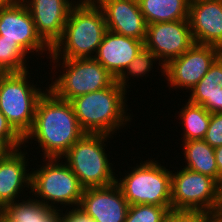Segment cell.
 I'll list each match as a JSON object with an SVG mask.
<instances>
[{
    "mask_svg": "<svg viewBox=\"0 0 222 222\" xmlns=\"http://www.w3.org/2000/svg\"><path fill=\"white\" fill-rule=\"evenodd\" d=\"M46 90L38 101L33 126L23 138L24 145L29 143V139H34L42 148L44 159H61L85 132L79 126L71 102Z\"/></svg>",
    "mask_w": 222,
    "mask_h": 222,
    "instance_id": "1",
    "label": "cell"
},
{
    "mask_svg": "<svg viewBox=\"0 0 222 222\" xmlns=\"http://www.w3.org/2000/svg\"><path fill=\"white\" fill-rule=\"evenodd\" d=\"M106 31L104 14L98 5L75 4L70 10L63 35L51 49L49 58L55 64L60 58H94Z\"/></svg>",
    "mask_w": 222,
    "mask_h": 222,
    "instance_id": "2",
    "label": "cell"
},
{
    "mask_svg": "<svg viewBox=\"0 0 222 222\" xmlns=\"http://www.w3.org/2000/svg\"><path fill=\"white\" fill-rule=\"evenodd\" d=\"M126 93L115 81L107 88L72 99L70 102L81 129L85 133L114 135L116 130L125 127L132 119L126 112Z\"/></svg>",
    "mask_w": 222,
    "mask_h": 222,
    "instance_id": "3",
    "label": "cell"
},
{
    "mask_svg": "<svg viewBox=\"0 0 222 222\" xmlns=\"http://www.w3.org/2000/svg\"><path fill=\"white\" fill-rule=\"evenodd\" d=\"M107 134L85 133L61 157L78 177L80 185L85 188L103 187L116 182L104 142L110 138ZM111 164V165H110Z\"/></svg>",
    "mask_w": 222,
    "mask_h": 222,
    "instance_id": "4",
    "label": "cell"
},
{
    "mask_svg": "<svg viewBox=\"0 0 222 222\" xmlns=\"http://www.w3.org/2000/svg\"><path fill=\"white\" fill-rule=\"evenodd\" d=\"M29 74L26 70L0 77V111L23 138L33 126L38 101L45 93L28 81Z\"/></svg>",
    "mask_w": 222,
    "mask_h": 222,
    "instance_id": "5",
    "label": "cell"
},
{
    "mask_svg": "<svg viewBox=\"0 0 222 222\" xmlns=\"http://www.w3.org/2000/svg\"><path fill=\"white\" fill-rule=\"evenodd\" d=\"M132 169L124 178H116L129 205H158L171 211V171L153 159Z\"/></svg>",
    "mask_w": 222,
    "mask_h": 222,
    "instance_id": "6",
    "label": "cell"
},
{
    "mask_svg": "<svg viewBox=\"0 0 222 222\" xmlns=\"http://www.w3.org/2000/svg\"><path fill=\"white\" fill-rule=\"evenodd\" d=\"M45 159L43 162L46 163H43V166L31 171V192L29 193L34 192L36 200L54 209L58 208L54 206L57 203L63 207L66 205L78 207L84 190L78 177L65 162L62 163L60 158ZM38 197L41 199L39 200Z\"/></svg>",
    "mask_w": 222,
    "mask_h": 222,
    "instance_id": "7",
    "label": "cell"
},
{
    "mask_svg": "<svg viewBox=\"0 0 222 222\" xmlns=\"http://www.w3.org/2000/svg\"><path fill=\"white\" fill-rule=\"evenodd\" d=\"M222 187L211 177L182 168L171 171V208L213 216L218 208Z\"/></svg>",
    "mask_w": 222,
    "mask_h": 222,
    "instance_id": "8",
    "label": "cell"
},
{
    "mask_svg": "<svg viewBox=\"0 0 222 222\" xmlns=\"http://www.w3.org/2000/svg\"><path fill=\"white\" fill-rule=\"evenodd\" d=\"M62 75L54 78L49 90L59 99H72L111 86L115 77L95 58L60 59Z\"/></svg>",
    "mask_w": 222,
    "mask_h": 222,
    "instance_id": "9",
    "label": "cell"
},
{
    "mask_svg": "<svg viewBox=\"0 0 222 222\" xmlns=\"http://www.w3.org/2000/svg\"><path fill=\"white\" fill-rule=\"evenodd\" d=\"M221 53L219 47L194 43L181 56L169 61L161 73L166 76L168 86L191 90Z\"/></svg>",
    "mask_w": 222,
    "mask_h": 222,
    "instance_id": "10",
    "label": "cell"
},
{
    "mask_svg": "<svg viewBox=\"0 0 222 222\" xmlns=\"http://www.w3.org/2000/svg\"><path fill=\"white\" fill-rule=\"evenodd\" d=\"M194 43L189 20L147 25L144 46L158 58L162 71L169 61L181 56Z\"/></svg>",
    "mask_w": 222,
    "mask_h": 222,
    "instance_id": "11",
    "label": "cell"
},
{
    "mask_svg": "<svg viewBox=\"0 0 222 222\" xmlns=\"http://www.w3.org/2000/svg\"><path fill=\"white\" fill-rule=\"evenodd\" d=\"M0 35L4 40L17 42L27 53H43L51 48L38 35L33 18L23 3L16 6H0Z\"/></svg>",
    "mask_w": 222,
    "mask_h": 222,
    "instance_id": "12",
    "label": "cell"
},
{
    "mask_svg": "<svg viewBox=\"0 0 222 222\" xmlns=\"http://www.w3.org/2000/svg\"><path fill=\"white\" fill-rule=\"evenodd\" d=\"M78 208L94 222H124L129 203L115 182L108 186L85 188Z\"/></svg>",
    "mask_w": 222,
    "mask_h": 222,
    "instance_id": "13",
    "label": "cell"
},
{
    "mask_svg": "<svg viewBox=\"0 0 222 222\" xmlns=\"http://www.w3.org/2000/svg\"><path fill=\"white\" fill-rule=\"evenodd\" d=\"M41 39L52 49L61 39L70 10V0H25Z\"/></svg>",
    "mask_w": 222,
    "mask_h": 222,
    "instance_id": "14",
    "label": "cell"
},
{
    "mask_svg": "<svg viewBox=\"0 0 222 222\" xmlns=\"http://www.w3.org/2000/svg\"><path fill=\"white\" fill-rule=\"evenodd\" d=\"M98 6L108 31L145 41L147 23L137 0H100Z\"/></svg>",
    "mask_w": 222,
    "mask_h": 222,
    "instance_id": "15",
    "label": "cell"
},
{
    "mask_svg": "<svg viewBox=\"0 0 222 222\" xmlns=\"http://www.w3.org/2000/svg\"><path fill=\"white\" fill-rule=\"evenodd\" d=\"M188 20L195 43L222 50V0H190Z\"/></svg>",
    "mask_w": 222,
    "mask_h": 222,
    "instance_id": "16",
    "label": "cell"
},
{
    "mask_svg": "<svg viewBox=\"0 0 222 222\" xmlns=\"http://www.w3.org/2000/svg\"><path fill=\"white\" fill-rule=\"evenodd\" d=\"M143 46V41L107 30L94 58L117 79Z\"/></svg>",
    "mask_w": 222,
    "mask_h": 222,
    "instance_id": "17",
    "label": "cell"
},
{
    "mask_svg": "<svg viewBox=\"0 0 222 222\" xmlns=\"http://www.w3.org/2000/svg\"><path fill=\"white\" fill-rule=\"evenodd\" d=\"M26 154L21 149H15L0 160V213L6 204L15 202L23 187L31 189V172L28 173L26 169Z\"/></svg>",
    "mask_w": 222,
    "mask_h": 222,
    "instance_id": "18",
    "label": "cell"
},
{
    "mask_svg": "<svg viewBox=\"0 0 222 222\" xmlns=\"http://www.w3.org/2000/svg\"><path fill=\"white\" fill-rule=\"evenodd\" d=\"M190 92L189 102L202 105L210 114L222 113V53Z\"/></svg>",
    "mask_w": 222,
    "mask_h": 222,
    "instance_id": "19",
    "label": "cell"
},
{
    "mask_svg": "<svg viewBox=\"0 0 222 222\" xmlns=\"http://www.w3.org/2000/svg\"><path fill=\"white\" fill-rule=\"evenodd\" d=\"M18 201V203H17ZM60 209H54L42 204L36 198L16 200L4 206L0 213L9 222H55L58 219Z\"/></svg>",
    "mask_w": 222,
    "mask_h": 222,
    "instance_id": "20",
    "label": "cell"
},
{
    "mask_svg": "<svg viewBox=\"0 0 222 222\" xmlns=\"http://www.w3.org/2000/svg\"><path fill=\"white\" fill-rule=\"evenodd\" d=\"M148 24L188 20L190 0H137Z\"/></svg>",
    "mask_w": 222,
    "mask_h": 222,
    "instance_id": "21",
    "label": "cell"
},
{
    "mask_svg": "<svg viewBox=\"0 0 222 222\" xmlns=\"http://www.w3.org/2000/svg\"><path fill=\"white\" fill-rule=\"evenodd\" d=\"M186 159L185 168L207 175L218 183V167L214 148L204 139L182 141Z\"/></svg>",
    "mask_w": 222,
    "mask_h": 222,
    "instance_id": "22",
    "label": "cell"
},
{
    "mask_svg": "<svg viewBox=\"0 0 222 222\" xmlns=\"http://www.w3.org/2000/svg\"><path fill=\"white\" fill-rule=\"evenodd\" d=\"M179 117L183 124V141L204 139L209 127L211 114L202 106L187 102L180 109Z\"/></svg>",
    "mask_w": 222,
    "mask_h": 222,
    "instance_id": "23",
    "label": "cell"
},
{
    "mask_svg": "<svg viewBox=\"0 0 222 222\" xmlns=\"http://www.w3.org/2000/svg\"><path fill=\"white\" fill-rule=\"evenodd\" d=\"M27 53L17 42L4 40L0 35V66L8 72H23L28 70L26 65Z\"/></svg>",
    "mask_w": 222,
    "mask_h": 222,
    "instance_id": "24",
    "label": "cell"
},
{
    "mask_svg": "<svg viewBox=\"0 0 222 222\" xmlns=\"http://www.w3.org/2000/svg\"><path fill=\"white\" fill-rule=\"evenodd\" d=\"M158 61V58L154 55V53L143 46L141 50L138 52L137 56L132 60V62L126 67L124 72L116 79L118 84L127 90L128 86V78L132 76L134 77H143L146 76L147 72L152 70L153 63ZM127 86V87H126Z\"/></svg>",
    "mask_w": 222,
    "mask_h": 222,
    "instance_id": "25",
    "label": "cell"
},
{
    "mask_svg": "<svg viewBox=\"0 0 222 222\" xmlns=\"http://www.w3.org/2000/svg\"><path fill=\"white\" fill-rule=\"evenodd\" d=\"M170 210L165 206L136 204L129 205L124 222H163Z\"/></svg>",
    "mask_w": 222,
    "mask_h": 222,
    "instance_id": "26",
    "label": "cell"
},
{
    "mask_svg": "<svg viewBox=\"0 0 222 222\" xmlns=\"http://www.w3.org/2000/svg\"><path fill=\"white\" fill-rule=\"evenodd\" d=\"M204 140L213 148L222 146V113H212Z\"/></svg>",
    "mask_w": 222,
    "mask_h": 222,
    "instance_id": "27",
    "label": "cell"
},
{
    "mask_svg": "<svg viewBox=\"0 0 222 222\" xmlns=\"http://www.w3.org/2000/svg\"><path fill=\"white\" fill-rule=\"evenodd\" d=\"M0 137L3 138L14 150L20 149L24 144L23 137L12 127L7 118L0 111Z\"/></svg>",
    "mask_w": 222,
    "mask_h": 222,
    "instance_id": "28",
    "label": "cell"
},
{
    "mask_svg": "<svg viewBox=\"0 0 222 222\" xmlns=\"http://www.w3.org/2000/svg\"><path fill=\"white\" fill-rule=\"evenodd\" d=\"M212 217L201 212L171 210L163 222H208Z\"/></svg>",
    "mask_w": 222,
    "mask_h": 222,
    "instance_id": "29",
    "label": "cell"
},
{
    "mask_svg": "<svg viewBox=\"0 0 222 222\" xmlns=\"http://www.w3.org/2000/svg\"><path fill=\"white\" fill-rule=\"evenodd\" d=\"M66 210L64 214L61 210L59 211L58 220L60 222H94L87 214H85L78 207L70 209V211ZM62 212V213H60Z\"/></svg>",
    "mask_w": 222,
    "mask_h": 222,
    "instance_id": "30",
    "label": "cell"
},
{
    "mask_svg": "<svg viewBox=\"0 0 222 222\" xmlns=\"http://www.w3.org/2000/svg\"><path fill=\"white\" fill-rule=\"evenodd\" d=\"M214 153L218 167V184L222 187V146L214 148Z\"/></svg>",
    "mask_w": 222,
    "mask_h": 222,
    "instance_id": "31",
    "label": "cell"
},
{
    "mask_svg": "<svg viewBox=\"0 0 222 222\" xmlns=\"http://www.w3.org/2000/svg\"><path fill=\"white\" fill-rule=\"evenodd\" d=\"M14 149L0 137V160L7 157Z\"/></svg>",
    "mask_w": 222,
    "mask_h": 222,
    "instance_id": "32",
    "label": "cell"
},
{
    "mask_svg": "<svg viewBox=\"0 0 222 222\" xmlns=\"http://www.w3.org/2000/svg\"><path fill=\"white\" fill-rule=\"evenodd\" d=\"M25 0H0V6H16L23 4Z\"/></svg>",
    "mask_w": 222,
    "mask_h": 222,
    "instance_id": "33",
    "label": "cell"
},
{
    "mask_svg": "<svg viewBox=\"0 0 222 222\" xmlns=\"http://www.w3.org/2000/svg\"><path fill=\"white\" fill-rule=\"evenodd\" d=\"M213 217L215 218V220L217 222H222V196H221L218 208H217L215 214L213 215Z\"/></svg>",
    "mask_w": 222,
    "mask_h": 222,
    "instance_id": "34",
    "label": "cell"
},
{
    "mask_svg": "<svg viewBox=\"0 0 222 222\" xmlns=\"http://www.w3.org/2000/svg\"><path fill=\"white\" fill-rule=\"evenodd\" d=\"M79 1V2H78ZM100 0H77V5H98ZM71 2L74 4L76 1Z\"/></svg>",
    "mask_w": 222,
    "mask_h": 222,
    "instance_id": "35",
    "label": "cell"
},
{
    "mask_svg": "<svg viewBox=\"0 0 222 222\" xmlns=\"http://www.w3.org/2000/svg\"><path fill=\"white\" fill-rule=\"evenodd\" d=\"M7 72L0 66V77L6 74Z\"/></svg>",
    "mask_w": 222,
    "mask_h": 222,
    "instance_id": "36",
    "label": "cell"
},
{
    "mask_svg": "<svg viewBox=\"0 0 222 222\" xmlns=\"http://www.w3.org/2000/svg\"><path fill=\"white\" fill-rule=\"evenodd\" d=\"M0 222H9V221L6 220V219L0 214Z\"/></svg>",
    "mask_w": 222,
    "mask_h": 222,
    "instance_id": "37",
    "label": "cell"
},
{
    "mask_svg": "<svg viewBox=\"0 0 222 222\" xmlns=\"http://www.w3.org/2000/svg\"><path fill=\"white\" fill-rule=\"evenodd\" d=\"M208 222H217L214 217H212Z\"/></svg>",
    "mask_w": 222,
    "mask_h": 222,
    "instance_id": "38",
    "label": "cell"
}]
</instances>
